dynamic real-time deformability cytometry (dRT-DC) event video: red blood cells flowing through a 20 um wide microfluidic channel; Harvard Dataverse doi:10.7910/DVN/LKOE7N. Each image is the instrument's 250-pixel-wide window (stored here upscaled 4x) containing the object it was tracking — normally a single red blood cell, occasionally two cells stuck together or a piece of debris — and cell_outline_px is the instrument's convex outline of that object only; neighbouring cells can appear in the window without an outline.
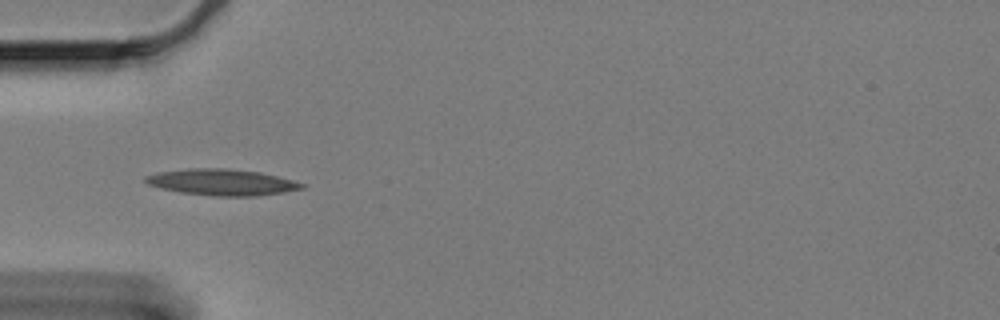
{"species": "Egyptian fruit bat (a non-hibernating species)", "species_latin": "Rousettus aegyptiacus", "temperature_condition": "cold", "stored_images_in_passage": 39, "camera_frame_rate_fps": 3000, "um_per_image_px": 0.085, "animal": {"sex": "female"}, "frame": {"image": 1, "passage_image": 1, "time_ms": 0.0, "image_size_px": [1000, 320], "cell_outline_px": [[308, 184], [304, 188], [284, 192], [256, 196], [212, 196], [180, 192], [160, 188], [148, 184], [144, 180], [144, 176], [156, 172], [188, 168], [224, 168], [260, 172]], "centroid_in_image_um": [18.84, 15.48], "position_along_channel_um": 66.2, "area_um2": 24.04}}
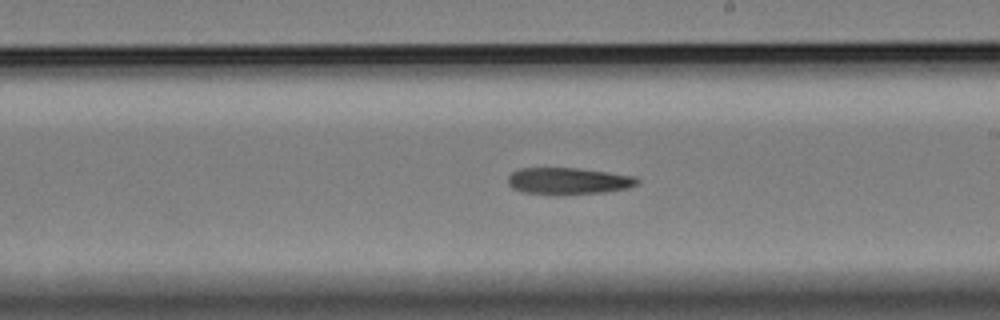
{"frame": {"image": 2, "passage_image": 17, "time_ms": 5.333, "image_size_px": [1000, 320], "cell_outline_px": [[640, 184], [628, 188], [604, 192], [556, 196], [552, 196], [520, 192], [512, 188], [508, 184], [508, 176], [512, 172], [520, 168], [576, 168], [608, 172], [636, 176], [640, 180]], "centroid_in_image_um": [48.3, 15.41], "position_along_channel_um": 240.7, "area_um2": 20.75}}
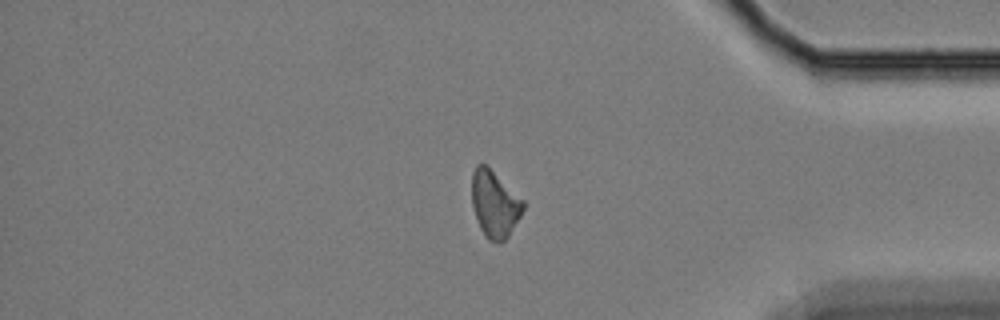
{"frame": {"image": 3, "passage_image": 33, "time_ms": 10.667, "image_size_px": [1000, 320], "cell_outline_px": [[524, 208], [520, 216], [508, 236], [500, 244], [488, 240], [484, 236], [480, 228], [472, 204], [472, 172], [476, 164], [488, 164], [524, 200]], "centroid_in_image_um": [42.04, 17.31], "position_along_channel_um": 393.2, "area_um2": 20.23}}